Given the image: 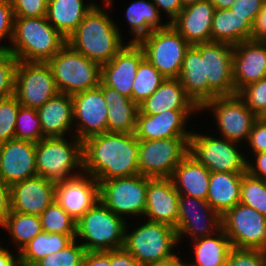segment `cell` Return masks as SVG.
Instances as JSON below:
<instances>
[{
    "instance_id": "obj_6",
    "label": "cell",
    "mask_w": 266,
    "mask_h": 266,
    "mask_svg": "<svg viewBox=\"0 0 266 266\" xmlns=\"http://www.w3.org/2000/svg\"><path fill=\"white\" fill-rule=\"evenodd\" d=\"M126 229L127 226L123 248L142 266L163 263L176 256L172 252L178 243L175 228L148 220L131 233Z\"/></svg>"
},
{
    "instance_id": "obj_13",
    "label": "cell",
    "mask_w": 266,
    "mask_h": 266,
    "mask_svg": "<svg viewBox=\"0 0 266 266\" xmlns=\"http://www.w3.org/2000/svg\"><path fill=\"white\" fill-rule=\"evenodd\" d=\"M58 93L52 70L47 63L18 61L14 96L22 106L38 109Z\"/></svg>"
},
{
    "instance_id": "obj_33",
    "label": "cell",
    "mask_w": 266,
    "mask_h": 266,
    "mask_svg": "<svg viewBox=\"0 0 266 266\" xmlns=\"http://www.w3.org/2000/svg\"><path fill=\"white\" fill-rule=\"evenodd\" d=\"M84 0H48L46 18L66 39L97 4L85 5Z\"/></svg>"
},
{
    "instance_id": "obj_24",
    "label": "cell",
    "mask_w": 266,
    "mask_h": 266,
    "mask_svg": "<svg viewBox=\"0 0 266 266\" xmlns=\"http://www.w3.org/2000/svg\"><path fill=\"white\" fill-rule=\"evenodd\" d=\"M179 193L171 178H149L144 216L149 221L177 225Z\"/></svg>"
},
{
    "instance_id": "obj_63",
    "label": "cell",
    "mask_w": 266,
    "mask_h": 266,
    "mask_svg": "<svg viewBox=\"0 0 266 266\" xmlns=\"http://www.w3.org/2000/svg\"><path fill=\"white\" fill-rule=\"evenodd\" d=\"M260 118L266 120V111L260 116Z\"/></svg>"
},
{
    "instance_id": "obj_61",
    "label": "cell",
    "mask_w": 266,
    "mask_h": 266,
    "mask_svg": "<svg viewBox=\"0 0 266 266\" xmlns=\"http://www.w3.org/2000/svg\"><path fill=\"white\" fill-rule=\"evenodd\" d=\"M15 266H34V265H32V264H26V263H23V262H21L19 260Z\"/></svg>"
},
{
    "instance_id": "obj_8",
    "label": "cell",
    "mask_w": 266,
    "mask_h": 266,
    "mask_svg": "<svg viewBox=\"0 0 266 266\" xmlns=\"http://www.w3.org/2000/svg\"><path fill=\"white\" fill-rule=\"evenodd\" d=\"M138 44L145 58L165 78L179 77L185 53L191 46L171 23L165 28L153 30Z\"/></svg>"
},
{
    "instance_id": "obj_30",
    "label": "cell",
    "mask_w": 266,
    "mask_h": 266,
    "mask_svg": "<svg viewBox=\"0 0 266 266\" xmlns=\"http://www.w3.org/2000/svg\"><path fill=\"white\" fill-rule=\"evenodd\" d=\"M178 79L187 96L199 109L209 102V84L204 79V59L193 45L185 53Z\"/></svg>"
},
{
    "instance_id": "obj_29",
    "label": "cell",
    "mask_w": 266,
    "mask_h": 266,
    "mask_svg": "<svg viewBox=\"0 0 266 266\" xmlns=\"http://www.w3.org/2000/svg\"><path fill=\"white\" fill-rule=\"evenodd\" d=\"M210 173L203 164L188 153L174 169L171 179L179 195H188L206 201Z\"/></svg>"
},
{
    "instance_id": "obj_11",
    "label": "cell",
    "mask_w": 266,
    "mask_h": 266,
    "mask_svg": "<svg viewBox=\"0 0 266 266\" xmlns=\"http://www.w3.org/2000/svg\"><path fill=\"white\" fill-rule=\"evenodd\" d=\"M99 182V200L114 214L144 216L148 177L141 174Z\"/></svg>"
},
{
    "instance_id": "obj_45",
    "label": "cell",
    "mask_w": 266,
    "mask_h": 266,
    "mask_svg": "<svg viewBox=\"0 0 266 266\" xmlns=\"http://www.w3.org/2000/svg\"><path fill=\"white\" fill-rule=\"evenodd\" d=\"M17 63L18 59L10 52L0 54V99L14 96Z\"/></svg>"
},
{
    "instance_id": "obj_60",
    "label": "cell",
    "mask_w": 266,
    "mask_h": 266,
    "mask_svg": "<svg viewBox=\"0 0 266 266\" xmlns=\"http://www.w3.org/2000/svg\"><path fill=\"white\" fill-rule=\"evenodd\" d=\"M200 1H202V0H180L183 8L186 6H189V5H193V4L200 2Z\"/></svg>"
},
{
    "instance_id": "obj_54",
    "label": "cell",
    "mask_w": 266,
    "mask_h": 266,
    "mask_svg": "<svg viewBox=\"0 0 266 266\" xmlns=\"http://www.w3.org/2000/svg\"><path fill=\"white\" fill-rule=\"evenodd\" d=\"M111 266H142L124 248L111 250Z\"/></svg>"
},
{
    "instance_id": "obj_34",
    "label": "cell",
    "mask_w": 266,
    "mask_h": 266,
    "mask_svg": "<svg viewBox=\"0 0 266 266\" xmlns=\"http://www.w3.org/2000/svg\"><path fill=\"white\" fill-rule=\"evenodd\" d=\"M216 234L192 241L195 260L189 266H225L233 247L222 228Z\"/></svg>"
},
{
    "instance_id": "obj_53",
    "label": "cell",
    "mask_w": 266,
    "mask_h": 266,
    "mask_svg": "<svg viewBox=\"0 0 266 266\" xmlns=\"http://www.w3.org/2000/svg\"><path fill=\"white\" fill-rule=\"evenodd\" d=\"M256 164H252L247 160L246 172L250 175L266 181V151L254 154Z\"/></svg>"
},
{
    "instance_id": "obj_50",
    "label": "cell",
    "mask_w": 266,
    "mask_h": 266,
    "mask_svg": "<svg viewBox=\"0 0 266 266\" xmlns=\"http://www.w3.org/2000/svg\"><path fill=\"white\" fill-rule=\"evenodd\" d=\"M266 0H235L229 9L235 14L246 17L252 24Z\"/></svg>"
},
{
    "instance_id": "obj_56",
    "label": "cell",
    "mask_w": 266,
    "mask_h": 266,
    "mask_svg": "<svg viewBox=\"0 0 266 266\" xmlns=\"http://www.w3.org/2000/svg\"><path fill=\"white\" fill-rule=\"evenodd\" d=\"M11 211L10 186L0 180V225Z\"/></svg>"
},
{
    "instance_id": "obj_14",
    "label": "cell",
    "mask_w": 266,
    "mask_h": 266,
    "mask_svg": "<svg viewBox=\"0 0 266 266\" xmlns=\"http://www.w3.org/2000/svg\"><path fill=\"white\" fill-rule=\"evenodd\" d=\"M193 46L204 59V79L209 84V101L218 96L237 94L233 82V46L215 41Z\"/></svg>"
},
{
    "instance_id": "obj_41",
    "label": "cell",
    "mask_w": 266,
    "mask_h": 266,
    "mask_svg": "<svg viewBox=\"0 0 266 266\" xmlns=\"http://www.w3.org/2000/svg\"><path fill=\"white\" fill-rule=\"evenodd\" d=\"M44 137L37 109L21 105L16 117L15 139L38 143Z\"/></svg>"
},
{
    "instance_id": "obj_19",
    "label": "cell",
    "mask_w": 266,
    "mask_h": 266,
    "mask_svg": "<svg viewBox=\"0 0 266 266\" xmlns=\"http://www.w3.org/2000/svg\"><path fill=\"white\" fill-rule=\"evenodd\" d=\"M145 58L138 43H127L108 63L101 66L100 81L132 99L133 81L140 62Z\"/></svg>"
},
{
    "instance_id": "obj_23",
    "label": "cell",
    "mask_w": 266,
    "mask_h": 266,
    "mask_svg": "<svg viewBox=\"0 0 266 266\" xmlns=\"http://www.w3.org/2000/svg\"><path fill=\"white\" fill-rule=\"evenodd\" d=\"M233 48V82L238 93L246 85L266 78V42L251 39Z\"/></svg>"
},
{
    "instance_id": "obj_22",
    "label": "cell",
    "mask_w": 266,
    "mask_h": 266,
    "mask_svg": "<svg viewBox=\"0 0 266 266\" xmlns=\"http://www.w3.org/2000/svg\"><path fill=\"white\" fill-rule=\"evenodd\" d=\"M56 184L34 176L10 186L11 211L40 215L55 201Z\"/></svg>"
},
{
    "instance_id": "obj_44",
    "label": "cell",
    "mask_w": 266,
    "mask_h": 266,
    "mask_svg": "<svg viewBox=\"0 0 266 266\" xmlns=\"http://www.w3.org/2000/svg\"><path fill=\"white\" fill-rule=\"evenodd\" d=\"M237 94L258 117L266 111V78L246 85Z\"/></svg>"
},
{
    "instance_id": "obj_35",
    "label": "cell",
    "mask_w": 266,
    "mask_h": 266,
    "mask_svg": "<svg viewBox=\"0 0 266 266\" xmlns=\"http://www.w3.org/2000/svg\"><path fill=\"white\" fill-rule=\"evenodd\" d=\"M125 16L131 26L130 34L134 36L130 42L134 43H138L153 30L165 28L169 24L161 23V14L153 1L136 0L128 6Z\"/></svg>"
},
{
    "instance_id": "obj_40",
    "label": "cell",
    "mask_w": 266,
    "mask_h": 266,
    "mask_svg": "<svg viewBox=\"0 0 266 266\" xmlns=\"http://www.w3.org/2000/svg\"><path fill=\"white\" fill-rule=\"evenodd\" d=\"M240 203L266 216V181L245 172L241 181Z\"/></svg>"
},
{
    "instance_id": "obj_59",
    "label": "cell",
    "mask_w": 266,
    "mask_h": 266,
    "mask_svg": "<svg viewBox=\"0 0 266 266\" xmlns=\"http://www.w3.org/2000/svg\"><path fill=\"white\" fill-rule=\"evenodd\" d=\"M215 9H227L230 8L235 0H210Z\"/></svg>"
},
{
    "instance_id": "obj_20",
    "label": "cell",
    "mask_w": 266,
    "mask_h": 266,
    "mask_svg": "<svg viewBox=\"0 0 266 266\" xmlns=\"http://www.w3.org/2000/svg\"><path fill=\"white\" fill-rule=\"evenodd\" d=\"M82 174L56 183L55 201L75 221L99 201V182L89 174Z\"/></svg>"
},
{
    "instance_id": "obj_4",
    "label": "cell",
    "mask_w": 266,
    "mask_h": 266,
    "mask_svg": "<svg viewBox=\"0 0 266 266\" xmlns=\"http://www.w3.org/2000/svg\"><path fill=\"white\" fill-rule=\"evenodd\" d=\"M73 137L70 142L65 137H44L36 143L38 176L56 184L79 175L73 170H83V142Z\"/></svg>"
},
{
    "instance_id": "obj_48",
    "label": "cell",
    "mask_w": 266,
    "mask_h": 266,
    "mask_svg": "<svg viewBox=\"0 0 266 266\" xmlns=\"http://www.w3.org/2000/svg\"><path fill=\"white\" fill-rule=\"evenodd\" d=\"M15 15L12 6L8 0H0V41L6 37L9 42L12 40ZM0 49L8 51V45L0 43Z\"/></svg>"
},
{
    "instance_id": "obj_39",
    "label": "cell",
    "mask_w": 266,
    "mask_h": 266,
    "mask_svg": "<svg viewBox=\"0 0 266 266\" xmlns=\"http://www.w3.org/2000/svg\"><path fill=\"white\" fill-rule=\"evenodd\" d=\"M39 216L44 232L76 235V221L56 201Z\"/></svg>"
},
{
    "instance_id": "obj_7",
    "label": "cell",
    "mask_w": 266,
    "mask_h": 266,
    "mask_svg": "<svg viewBox=\"0 0 266 266\" xmlns=\"http://www.w3.org/2000/svg\"><path fill=\"white\" fill-rule=\"evenodd\" d=\"M59 93L74 95L99 86L101 66L67 43L47 62Z\"/></svg>"
},
{
    "instance_id": "obj_27",
    "label": "cell",
    "mask_w": 266,
    "mask_h": 266,
    "mask_svg": "<svg viewBox=\"0 0 266 266\" xmlns=\"http://www.w3.org/2000/svg\"><path fill=\"white\" fill-rule=\"evenodd\" d=\"M37 113L45 137H66L65 133L74 125L72 95L58 93L38 108Z\"/></svg>"
},
{
    "instance_id": "obj_42",
    "label": "cell",
    "mask_w": 266,
    "mask_h": 266,
    "mask_svg": "<svg viewBox=\"0 0 266 266\" xmlns=\"http://www.w3.org/2000/svg\"><path fill=\"white\" fill-rule=\"evenodd\" d=\"M76 241L75 238L67 247L42 258L34 266H83L86 249Z\"/></svg>"
},
{
    "instance_id": "obj_9",
    "label": "cell",
    "mask_w": 266,
    "mask_h": 266,
    "mask_svg": "<svg viewBox=\"0 0 266 266\" xmlns=\"http://www.w3.org/2000/svg\"><path fill=\"white\" fill-rule=\"evenodd\" d=\"M189 152V138L139 140V174L149 178H171Z\"/></svg>"
},
{
    "instance_id": "obj_37",
    "label": "cell",
    "mask_w": 266,
    "mask_h": 266,
    "mask_svg": "<svg viewBox=\"0 0 266 266\" xmlns=\"http://www.w3.org/2000/svg\"><path fill=\"white\" fill-rule=\"evenodd\" d=\"M1 226L11 234V239L15 241L19 251L43 231L40 216L14 211L7 214Z\"/></svg>"
},
{
    "instance_id": "obj_15",
    "label": "cell",
    "mask_w": 266,
    "mask_h": 266,
    "mask_svg": "<svg viewBox=\"0 0 266 266\" xmlns=\"http://www.w3.org/2000/svg\"><path fill=\"white\" fill-rule=\"evenodd\" d=\"M211 109L217 120L222 138L237 143L248 140L254 122L259 118L238 95L218 96L207 102L201 109Z\"/></svg>"
},
{
    "instance_id": "obj_28",
    "label": "cell",
    "mask_w": 266,
    "mask_h": 266,
    "mask_svg": "<svg viewBox=\"0 0 266 266\" xmlns=\"http://www.w3.org/2000/svg\"><path fill=\"white\" fill-rule=\"evenodd\" d=\"M99 87L102 89L104 101L108 106L107 132L134 133L138 105L132 99L104 85L101 81Z\"/></svg>"
},
{
    "instance_id": "obj_3",
    "label": "cell",
    "mask_w": 266,
    "mask_h": 266,
    "mask_svg": "<svg viewBox=\"0 0 266 266\" xmlns=\"http://www.w3.org/2000/svg\"><path fill=\"white\" fill-rule=\"evenodd\" d=\"M67 39L43 17H15L8 52L18 61L47 63ZM12 45V46H11Z\"/></svg>"
},
{
    "instance_id": "obj_17",
    "label": "cell",
    "mask_w": 266,
    "mask_h": 266,
    "mask_svg": "<svg viewBox=\"0 0 266 266\" xmlns=\"http://www.w3.org/2000/svg\"><path fill=\"white\" fill-rule=\"evenodd\" d=\"M73 121L76 137L84 142L87 138L107 132L108 106L102 89L98 86L72 95Z\"/></svg>"
},
{
    "instance_id": "obj_51",
    "label": "cell",
    "mask_w": 266,
    "mask_h": 266,
    "mask_svg": "<svg viewBox=\"0 0 266 266\" xmlns=\"http://www.w3.org/2000/svg\"><path fill=\"white\" fill-rule=\"evenodd\" d=\"M83 266H111V250L86 251Z\"/></svg>"
},
{
    "instance_id": "obj_57",
    "label": "cell",
    "mask_w": 266,
    "mask_h": 266,
    "mask_svg": "<svg viewBox=\"0 0 266 266\" xmlns=\"http://www.w3.org/2000/svg\"><path fill=\"white\" fill-rule=\"evenodd\" d=\"M13 255L9 249L0 246V266H15L20 260L19 252L15 257Z\"/></svg>"
},
{
    "instance_id": "obj_31",
    "label": "cell",
    "mask_w": 266,
    "mask_h": 266,
    "mask_svg": "<svg viewBox=\"0 0 266 266\" xmlns=\"http://www.w3.org/2000/svg\"><path fill=\"white\" fill-rule=\"evenodd\" d=\"M244 173L211 172L207 203L221 216L240 203Z\"/></svg>"
},
{
    "instance_id": "obj_2",
    "label": "cell",
    "mask_w": 266,
    "mask_h": 266,
    "mask_svg": "<svg viewBox=\"0 0 266 266\" xmlns=\"http://www.w3.org/2000/svg\"><path fill=\"white\" fill-rule=\"evenodd\" d=\"M95 5L83 18L77 29L68 36L67 44L86 58L102 66L108 63L124 46L119 27Z\"/></svg>"
},
{
    "instance_id": "obj_1",
    "label": "cell",
    "mask_w": 266,
    "mask_h": 266,
    "mask_svg": "<svg viewBox=\"0 0 266 266\" xmlns=\"http://www.w3.org/2000/svg\"><path fill=\"white\" fill-rule=\"evenodd\" d=\"M139 139L134 133L106 132L83 142V172L97 181L139 174Z\"/></svg>"
},
{
    "instance_id": "obj_55",
    "label": "cell",
    "mask_w": 266,
    "mask_h": 266,
    "mask_svg": "<svg viewBox=\"0 0 266 266\" xmlns=\"http://www.w3.org/2000/svg\"><path fill=\"white\" fill-rule=\"evenodd\" d=\"M153 3L156 5L159 13L160 8L163 9V11H166L165 13L168 14L169 23H171L180 13V11L183 9V6L180 2V0H152Z\"/></svg>"
},
{
    "instance_id": "obj_32",
    "label": "cell",
    "mask_w": 266,
    "mask_h": 266,
    "mask_svg": "<svg viewBox=\"0 0 266 266\" xmlns=\"http://www.w3.org/2000/svg\"><path fill=\"white\" fill-rule=\"evenodd\" d=\"M253 24L244 16H239L229 8L215 9L211 41L221 42L235 46L236 44L251 40Z\"/></svg>"
},
{
    "instance_id": "obj_49",
    "label": "cell",
    "mask_w": 266,
    "mask_h": 266,
    "mask_svg": "<svg viewBox=\"0 0 266 266\" xmlns=\"http://www.w3.org/2000/svg\"><path fill=\"white\" fill-rule=\"evenodd\" d=\"M247 142L254 154L266 151V120L259 117L254 122Z\"/></svg>"
},
{
    "instance_id": "obj_62",
    "label": "cell",
    "mask_w": 266,
    "mask_h": 266,
    "mask_svg": "<svg viewBox=\"0 0 266 266\" xmlns=\"http://www.w3.org/2000/svg\"><path fill=\"white\" fill-rule=\"evenodd\" d=\"M104 1H105V2H104L105 8H106V7H108V8L111 7V6H110V5H111V2H112L111 0H104Z\"/></svg>"
},
{
    "instance_id": "obj_46",
    "label": "cell",
    "mask_w": 266,
    "mask_h": 266,
    "mask_svg": "<svg viewBox=\"0 0 266 266\" xmlns=\"http://www.w3.org/2000/svg\"><path fill=\"white\" fill-rule=\"evenodd\" d=\"M225 266H266V251L233 247Z\"/></svg>"
},
{
    "instance_id": "obj_25",
    "label": "cell",
    "mask_w": 266,
    "mask_h": 266,
    "mask_svg": "<svg viewBox=\"0 0 266 266\" xmlns=\"http://www.w3.org/2000/svg\"><path fill=\"white\" fill-rule=\"evenodd\" d=\"M214 11L210 0H202L184 7L171 25L190 45L210 42Z\"/></svg>"
},
{
    "instance_id": "obj_10",
    "label": "cell",
    "mask_w": 266,
    "mask_h": 266,
    "mask_svg": "<svg viewBox=\"0 0 266 266\" xmlns=\"http://www.w3.org/2000/svg\"><path fill=\"white\" fill-rule=\"evenodd\" d=\"M239 143L192 132L189 154L210 172L245 173L247 159L237 149Z\"/></svg>"
},
{
    "instance_id": "obj_58",
    "label": "cell",
    "mask_w": 266,
    "mask_h": 266,
    "mask_svg": "<svg viewBox=\"0 0 266 266\" xmlns=\"http://www.w3.org/2000/svg\"><path fill=\"white\" fill-rule=\"evenodd\" d=\"M181 258H179L177 255L168 260V261H165L163 263H159V264H155V265H150V266H189L188 263L186 262H183L180 260Z\"/></svg>"
},
{
    "instance_id": "obj_16",
    "label": "cell",
    "mask_w": 266,
    "mask_h": 266,
    "mask_svg": "<svg viewBox=\"0 0 266 266\" xmlns=\"http://www.w3.org/2000/svg\"><path fill=\"white\" fill-rule=\"evenodd\" d=\"M221 228V215L213 210L207 201L188 195H179L175 227L178 242L185 234L194 241L213 235Z\"/></svg>"
},
{
    "instance_id": "obj_52",
    "label": "cell",
    "mask_w": 266,
    "mask_h": 266,
    "mask_svg": "<svg viewBox=\"0 0 266 266\" xmlns=\"http://www.w3.org/2000/svg\"><path fill=\"white\" fill-rule=\"evenodd\" d=\"M251 39L266 42V1L256 16L251 33Z\"/></svg>"
},
{
    "instance_id": "obj_26",
    "label": "cell",
    "mask_w": 266,
    "mask_h": 266,
    "mask_svg": "<svg viewBox=\"0 0 266 266\" xmlns=\"http://www.w3.org/2000/svg\"><path fill=\"white\" fill-rule=\"evenodd\" d=\"M142 114L155 115L167 110H200L187 96L178 78H165L157 90L138 105Z\"/></svg>"
},
{
    "instance_id": "obj_18",
    "label": "cell",
    "mask_w": 266,
    "mask_h": 266,
    "mask_svg": "<svg viewBox=\"0 0 266 266\" xmlns=\"http://www.w3.org/2000/svg\"><path fill=\"white\" fill-rule=\"evenodd\" d=\"M37 175L36 143L11 139L0 144V180L9 186Z\"/></svg>"
},
{
    "instance_id": "obj_38",
    "label": "cell",
    "mask_w": 266,
    "mask_h": 266,
    "mask_svg": "<svg viewBox=\"0 0 266 266\" xmlns=\"http://www.w3.org/2000/svg\"><path fill=\"white\" fill-rule=\"evenodd\" d=\"M165 80V77L144 58L138 65L133 81L132 101L137 105L149 98Z\"/></svg>"
},
{
    "instance_id": "obj_5",
    "label": "cell",
    "mask_w": 266,
    "mask_h": 266,
    "mask_svg": "<svg viewBox=\"0 0 266 266\" xmlns=\"http://www.w3.org/2000/svg\"><path fill=\"white\" fill-rule=\"evenodd\" d=\"M126 219L114 214L100 200L76 221V239L86 251H109L124 246ZM80 237V238H79Z\"/></svg>"
},
{
    "instance_id": "obj_43",
    "label": "cell",
    "mask_w": 266,
    "mask_h": 266,
    "mask_svg": "<svg viewBox=\"0 0 266 266\" xmlns=\"http://www.w3.org/2000/svg\"><path fill=\"white\" fill-rule=\"evenodd\" d=\"M20 106L15 96L0 99V144L15 139V123Z\"/></svg>"
},
{
    "instance_id": "obj_47",
    "label": "cell",
    "mask_w": 266,
    "mask_h": 266,
    "mask_svg": "<svg viewBox=\"0 0 266 266\" xmlns=\"http://www.w3.org/2000/svg\"><path fill=\"white\" fill-rule=\"evenodd\" d=\"M15 17H43L47 14L48 0H8Z\"/></svg>"
},
{
    "instance_id": "obj_21",
    "label": "cell",
    "mask_w": 266,
    "mask_h": 266,
    "mask_svg": "<svg viewBox=\"0 0 266 266\" xmlns=\"http://www.w3.org/2000/svg\"><path fill=\"white\" fill-rule=\"evenodd\" d=\"M195 111L200 110H167L155 115L138 110L134 134L139 140L190 138L192 132L185 128L188 117Z\"/></svg>"
},
{
    "instance_id": "obj_36",
    "label": "cell",
    "mask_w": 266,
    "mask_h": 266,
    "mask_svg": "<svg viewBox=\"0 0 266 266\" xmlns=\"http://www.w3.org/2000/svg\"><path fill=\"white\" fill-rule=\"evenodd\" d=\"M75 236L42 231L19 251L20 261L35 265L49 254L67 247L76 238Z\"/></svg>"
},
{
    "instance_id": "obj_12",
    "label": "cell",
    "mask_w": 266,
    "mask_h": 266,
    "mask_svg": "<svg viewBox=\"0 0 266 266\" xmlns=\"http://www.w3.org/2000/svg\"><path fill=\"white\" fill-rule=\"evenodd\" d=\"M221 222L232 247L266 251V216L238 203L221 216Z\"/></svg>"
}]
</instances>
